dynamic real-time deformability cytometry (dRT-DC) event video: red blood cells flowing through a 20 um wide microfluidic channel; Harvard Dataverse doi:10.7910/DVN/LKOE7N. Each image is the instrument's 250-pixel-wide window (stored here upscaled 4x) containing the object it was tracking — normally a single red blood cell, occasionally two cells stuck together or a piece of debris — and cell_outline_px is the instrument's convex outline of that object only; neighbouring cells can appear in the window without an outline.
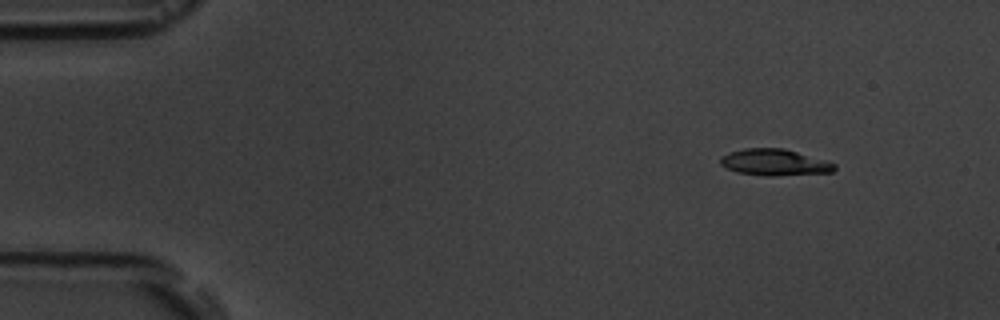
{"species": "common noctule bat (a hibernating species)", "species_latin": "Nyctalus noctula", "temperature_condition": "room temperature", "stored_images_in_passage": 4, "camera_frame_rate_fps": 3000, "um_per_image_px": 0.085, "animal": {"sex": "male", "body_mass_g": 19.5, "forearm_length_mm": 54.6}, "frame": {"image": 1, "passage_image": 2, "time_ms": 2.0, "image_size_px": [1000, 320], "cell_outline_px": [[836, 168], [832, 172], [772, 176], [764, 176], [736, 172], [720, 164], [720, 156], [728, 152], [744, 148], [784, 148], [828, 160], [836, 164]], "centroid_in_image_um": [65.84, 13.79], "position_along_channel_um": 19.2, "area_um2": 17.8}}